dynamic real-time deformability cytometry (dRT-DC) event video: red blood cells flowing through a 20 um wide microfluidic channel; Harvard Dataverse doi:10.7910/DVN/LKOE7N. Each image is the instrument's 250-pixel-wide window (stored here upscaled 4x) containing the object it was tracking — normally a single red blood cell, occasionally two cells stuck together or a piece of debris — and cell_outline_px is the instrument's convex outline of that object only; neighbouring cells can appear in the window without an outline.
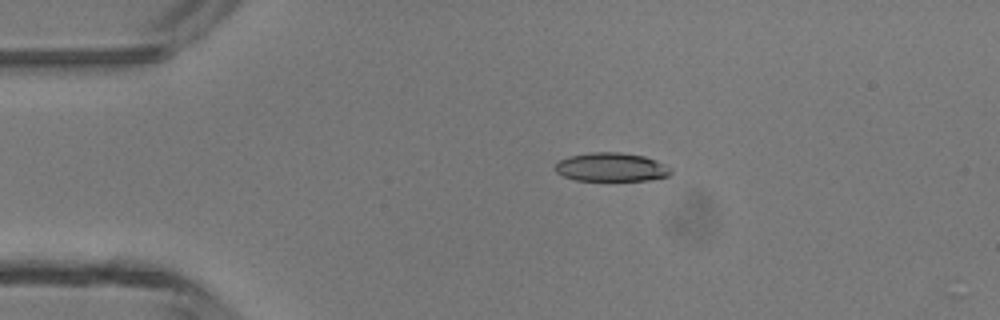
{"species": "common noctule bat (a hibernating species)", "species_latin": "Nyctalus noctula", "temperature_condition": "room temperature", "stored_images_in_passage": 3, "camera_frame_rate_fps": 3000, "um_per_image_px": 0.085, "animal": {"sex": "male", "body_mass_g": 13.3}, "frame": {"image": 1, "passage_image": 2, "time_ms": 1.0, "image_size_px": [1000, 320], "cell_outline_px": [[672, 172], [668, 176], [648, 180], [576, 180], [564, 176], [556, 172], [552, 168], [560, 160], [568, 156], [592, 152], [620, 152], [644, 156], [656, 160], [672, 168]], "centroid_in_image_um": [51.95, 14.2], "position_along_channel_um": 33.0, "area_um2": 19.36}}